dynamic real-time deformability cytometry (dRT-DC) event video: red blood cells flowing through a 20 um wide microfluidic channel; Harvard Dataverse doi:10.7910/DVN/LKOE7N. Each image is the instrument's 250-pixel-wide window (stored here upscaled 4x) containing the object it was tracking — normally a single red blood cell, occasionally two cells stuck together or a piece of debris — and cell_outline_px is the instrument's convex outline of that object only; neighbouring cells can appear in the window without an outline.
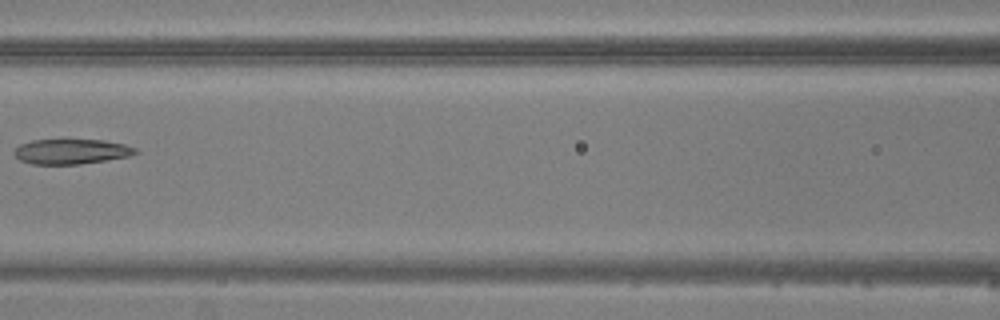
{"species": "common noctule bat (a hibernating species)", "species_latin": "Nyctalus noctula", "temperature_condition": "warm", "stored_images_in_passage": 6, "camera_frame_rate_fps": 3000, "um_per_image_px": 0.085, "animal": {"sex": "male", "body_mass_g": 20.5, "forearm_length_mm": 52.5}, "frame": {"image": 1, "passage_image": 6, "time_ms": 7.333, "image_size_px": [1000, 320], "cell_outline_px": [[140, 152], [128, 156], [80, 164], [32, 164], [20, 160], [12, 152], [20, 144], [32, 140], [104, 140], [124, 144], [136, 148]], "centroid_in_image_um": [6.05, 12.88], "position_along_channel_um": 160.6, "area_um2": 17.57}}